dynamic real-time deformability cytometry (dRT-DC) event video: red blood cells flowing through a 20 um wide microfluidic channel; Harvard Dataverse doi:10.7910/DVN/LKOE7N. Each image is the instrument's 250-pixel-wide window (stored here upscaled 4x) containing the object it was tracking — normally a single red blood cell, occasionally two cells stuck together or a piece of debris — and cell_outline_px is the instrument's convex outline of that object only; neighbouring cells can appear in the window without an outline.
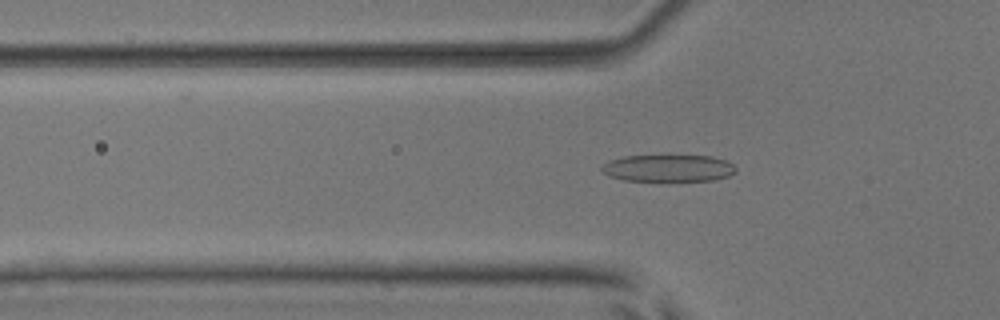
{"species": "common noctule bat (a hibernating species)", "species_latin": "Nyctalus noctula", "temperature_condition": "room temperature", "stored_images_in_passage": 38, "camera_frame_rate_fps": 3000, "um_per_image_px": 0.085, "animal": {"sex": "male", "body_mass_g": 17.9, "forearm_length_mm": 54.2}, "frame": {"image": 1, "passage_image": 3, "time_ms": 0.667, "image_size_px": [1000, 320], "cell_outline_px": [[736, 172], [728, 176], [716, 180], [624, 180], [608, 176], [600, 168], [608, 160], [624, 156], [668, 152], [712, 156], [724, 160], [732, 164], [736, 168]], "centroid_in_image_um": [56.8, 14.22], "position_along_channel_um": 69.0, "area_um2": 22.14}}
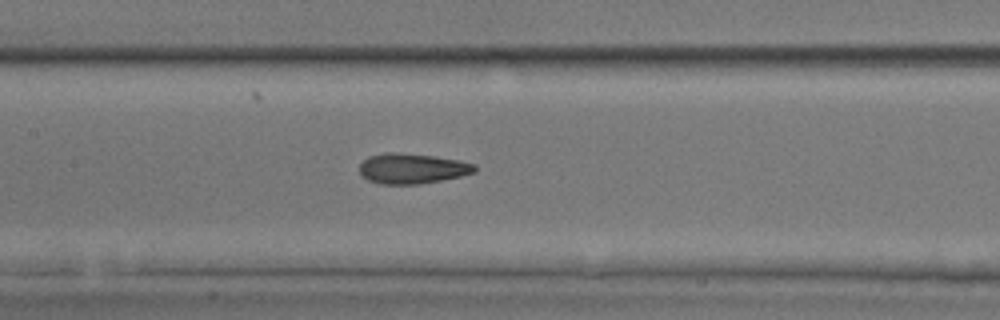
{"frame": {"image": 2, "passage_image": 11, "time_ms": 3.333, "image_size_px": [1000, 320], "cell_outline_px": [[476, 172], [460, 176], [420, 184], [380, 184], [368, 180], [360, 176], [360, 164], [368, 156], [388, 152], [396, 152], [436, 156], [460, 160], [476, 164]], "centroid_in_image_um": [35.03, 14.32], "position_along_channel_um": 172.4, "area_um2": 20.46}}
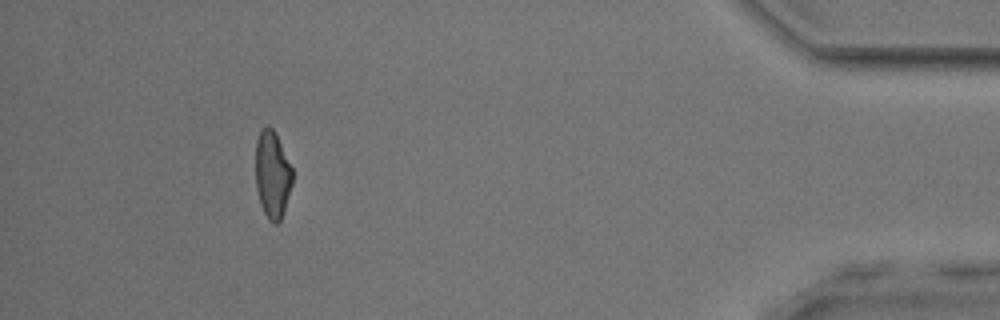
{"frame": {"image": 3, "passage_image": 34, "time_ms": 11.0, "image_size_px": [1000, 320], "cell_outline_px": [[292, 184], [280, 220], [276, 224], [268, 220], [260, 204], [256, 188], [256, 140], [260, 132], [268, 124], [276, 132], [292, 168]], "centroid_in_image_um": [23.14, 14.81], "position_along_channel_um": 412.1, "area_um2": 18.61}, "authors_computed_cell_mechanics": {"area_um2": 19.7098, "velocity_mm_per_s": 3.8872, "shape_relaxation_time_tau1_ms": 4.483, "shape_relaxation_time_tau2_ms": 1.7209, "deformation_change_tau1": 0.1733, "deformation_change_tau2": 0.1056}}